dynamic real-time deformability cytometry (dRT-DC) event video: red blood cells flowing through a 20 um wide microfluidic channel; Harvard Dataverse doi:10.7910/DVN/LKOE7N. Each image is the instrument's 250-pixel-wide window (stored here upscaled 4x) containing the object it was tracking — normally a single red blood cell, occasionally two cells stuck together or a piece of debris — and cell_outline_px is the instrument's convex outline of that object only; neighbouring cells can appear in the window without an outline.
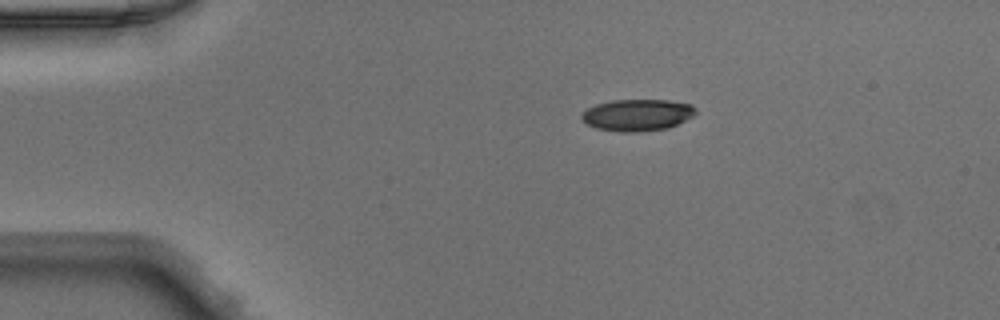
{"species": "Egyptian fruit bat (a non-hibernating species)", "species_latin": "Rousettus aegyptiacus", "temperature_condition": "warm", "stored_images_in_passage": 40, "camera_frame_rate_fps": 3000, "um_per_image_px": 0.085, "animal": {"sex": "male"}, "frame": {"image": 1, "passage_image": 1, "time_ms": 0.0, "image_size_px": [1000, 320], "cell_outline_px": [[696, 112], [692, 116], [668, 128], [640, 132], [620, 132], [596, 128], [588, 124], [580, 116], [588, 108], [596, 104], [612, 100], [668, 100], [692, 104], [696, 108]], "centroid_in_image_um": [54.18, 9.77], "position_along_channel_um": 30.8, "area_um2": 20.98}}
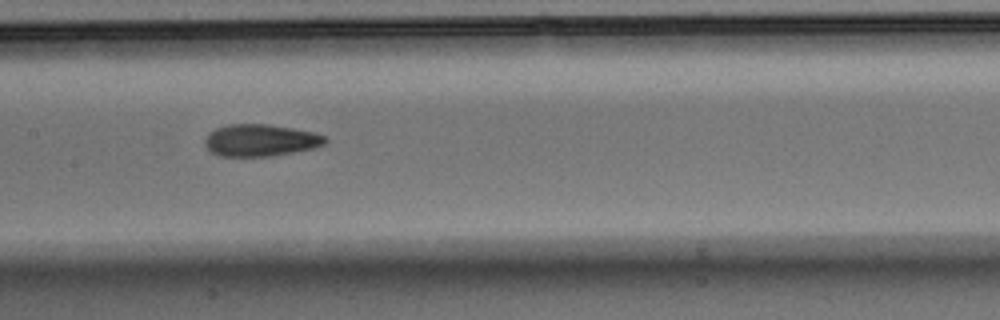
{"frame": {"image": 2, "passage_image": 16, "time_ms": 5.0, "image_size_px": [1000, 320], "cell_outline_px": [[328, 140], [324, 144], [316, 148], [272, 156], [220, 156], [212, 152], [204, 144], [204, 140], [208, 132], [216, 128], [228, 124], [268, 124], [292, 128], [312, 132], [324, 136]], "centroid_in_image_um": [22.13, 11.92], "position_along_channel_um": 185.3, "area_um2": 22.48}}
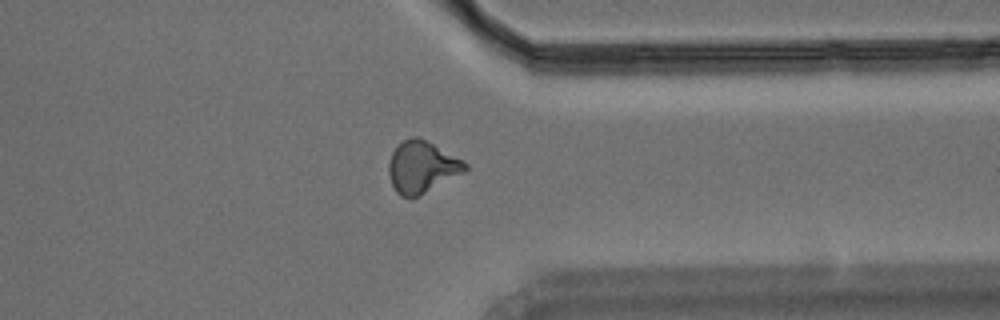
{"frame": {"image": 3, "passage_image": 30, "time_ms": 9.667, "image_size_px": [1000, 320], "cell_outline_px": [[468, 168], [464, 172], [420, 196], [400, 196], [396, 192], [392, 184], [388, 172], [388, 164], [392, 152], [404, 140], [412, 136], [416, 136], [464, 160], [468, 164]], "centroid_in_image_um": [35.86, 14.21], "position_along_channel_um": 375.5, "area_um2": 22.77}}